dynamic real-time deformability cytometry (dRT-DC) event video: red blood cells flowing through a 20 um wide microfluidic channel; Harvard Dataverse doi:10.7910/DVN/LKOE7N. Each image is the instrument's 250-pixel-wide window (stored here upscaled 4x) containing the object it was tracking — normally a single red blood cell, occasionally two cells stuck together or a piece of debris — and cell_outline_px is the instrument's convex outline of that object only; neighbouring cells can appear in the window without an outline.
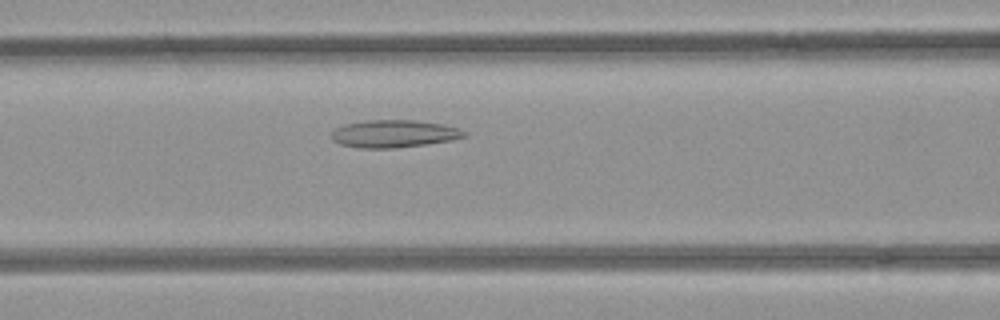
{"species": "common noctule bat (a hibernating species)", "species_latin": "Nyctalus noctula", "temperature_condition": "room temperature", "stored_images_in_passage": 8, "camera_frame_rate_fps": 3000, "um_per_image_px": 0.085, "animal": {"sex": "female", "body_mass_g": 21.9}, "frame": {"image": 1, "passage_image": 8, "time_ms": 2.333, "image_size_px": [1000, 320], "cell_outline_px": [[468, 136], [452, 140], [396, 148], [356, 148], [340, 144], [332, 140], [332, 132], [336, 128], [344, 124], [364, 120], [412, 120], [444, 124], [460, 128], [468, 132]], "centroid_in_image_um": [33.51, 11.36], "position_along_channel_um": 133.1, "area_um2": 21.5}}